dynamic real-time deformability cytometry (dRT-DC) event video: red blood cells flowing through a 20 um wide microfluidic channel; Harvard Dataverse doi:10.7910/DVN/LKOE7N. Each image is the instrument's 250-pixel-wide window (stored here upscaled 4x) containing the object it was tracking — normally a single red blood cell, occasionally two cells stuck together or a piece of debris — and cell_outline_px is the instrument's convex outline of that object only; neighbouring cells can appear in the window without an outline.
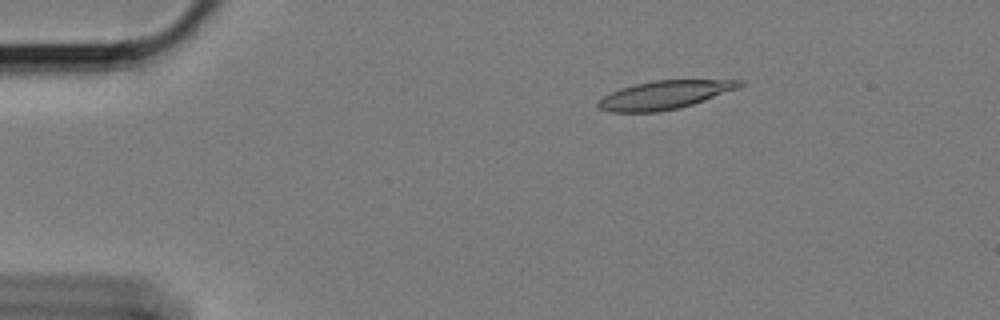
{"species": "Egyptian fruit bat (a non-hibernating species)", "species_latin": "Rousettus aegyptiacus", "temperature_condition": "cold", "stored_images_in_passage": 51, "camera_frame_rate_fps": 3000, "um_per_image_px": 0.085, "animal": {"sex": "female"}, "frame": {"image": 1, "passage_image": 2, "time_ms": 0.333, "image_size_px": [1000, 320], "cell_outline_px": [[744, 84], [736, 88], [692, 104], [676, 108], [656, 112], [608, 112], [600, 108], [596, 104], [604, 96], [620, 88], [652, 80], [744, 80]], "centroid_in_image_um": [56.44, 8.06], "position_along_channel_um": 28.6, "area_um2": 22.89}}
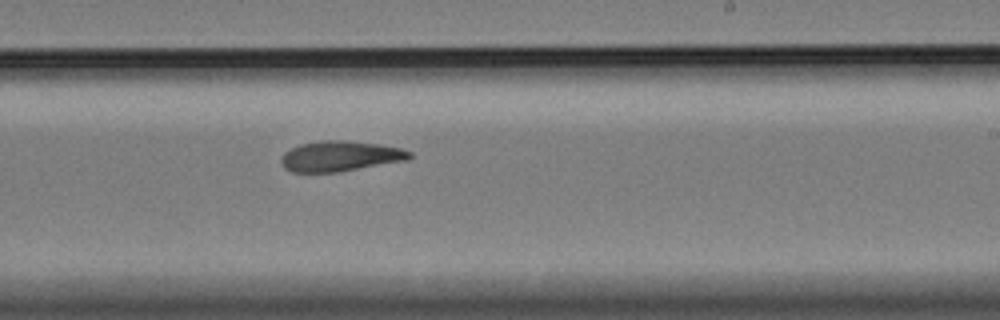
{"frame": {"image": 2, "passage_image": 28, "time_ms": 9.0, "image_size_px": [1000, 320], "cell_outline_px": [[412, 156], [408, 160], [340, 172], [292, 172], [284, 168], [280, 160], [284, 152], [300, 144], [320, 140], [344, 140], [380, 144], [400, 148], [412, 152]], "centroid_in_image_um": [28.92, 13.27], "position_along_channel_um": 260.1, "area_um2": 22.89}}
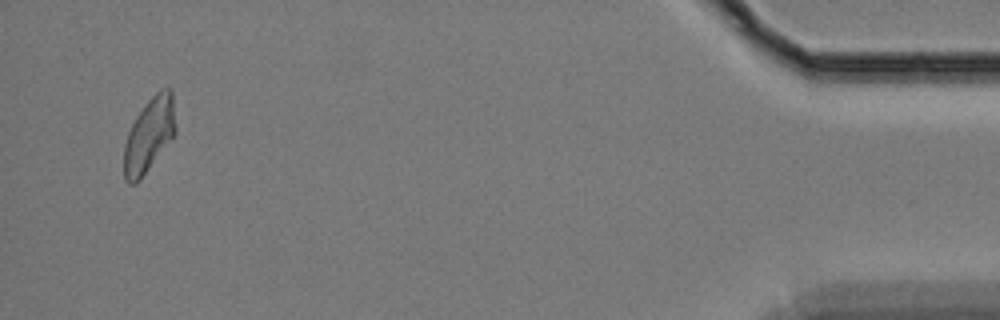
{"frame": {"image": 3, "passage_image": 49, "time_ms": 16.0, "image_size_px": [1000, 320], "cell_outline_px": [[176, 132], [140, 180], [136, 184], [128, 184], [124, 180], [124, 144], [128, 132], [136, 116], [144, 104], [160, 88], [172, 88], [176, 124]], "centroid_in_image_um": [12.67, 11.45], "position_along_channel_um": 422.5, "area_um2": 22.43}, "authors_computed_cell_mechanics": {"area_um2": 22.7154, "velocity_mm_per_s": 3.389, "shape_relaxation_time_tau1_ms": 8.2584, "shape_relaxation_time_tau2_ms": 4.0244, "deformation_change_tau1": 0.2174, "deformation_change_tau2": 0.1282}}